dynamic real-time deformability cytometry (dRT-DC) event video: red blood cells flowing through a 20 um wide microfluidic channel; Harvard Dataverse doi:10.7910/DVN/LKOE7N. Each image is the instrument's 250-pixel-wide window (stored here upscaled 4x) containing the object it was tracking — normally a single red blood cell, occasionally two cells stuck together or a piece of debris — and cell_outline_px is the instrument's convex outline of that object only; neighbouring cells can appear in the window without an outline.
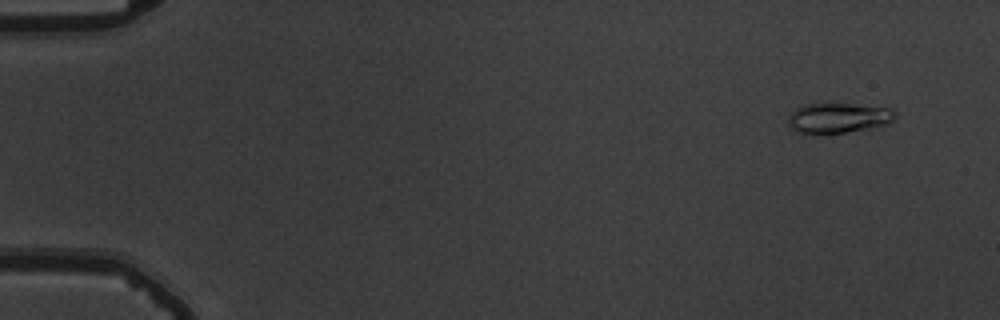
{"species": "common noctule bat (a hibernating species)", "species_latin": "Nyctalus noctula", "temperature_condition": "warm", "stored_images_in_passage": 55, "camera_frame_rate_fps": 3000, "um_per_image_px": 0.085, "animal": {"sex": "male", "body_mass_g": 19.5, "forearm_length_mm": 54.6}, "frame": {"image": 1, "passage_image": 4, "time_ms": 1.0, "image_size_px": [1000, 320], "cell_outline_px": [[896, 116], [892, 120], [884, 124], [872, 128], [844, 132], [796, 132], [788, 124], [788, 116], [796, 108], [804, 104], [824, 100], [888, 108], [896, 112]], "centroid_in_image_um": [71.22, 9.95], "position_along_channel_um": 13.8, "area_um2": 19.07}}
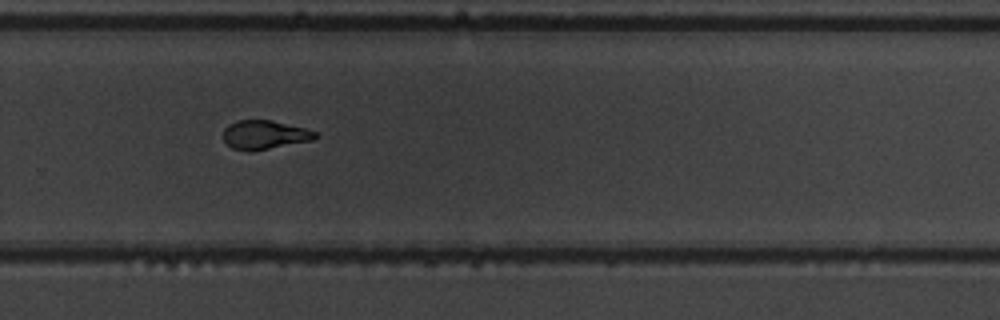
{"frame": {"image": 2, "passage_image": 38, "time_ms": 12.333, "image_size_px": [1000, 320], "cell_outline_px": [[320, 136], [312, 140], [252, 152], [232, 148], [224, 140], [224, 128], [228, 124], [236, 120], [272, 120], [304, 128], [316, 132]], "centroid_in_image_um": [22.48, 11.46], "position_along_channel_um": 307.3, "area_um2": 15.55}}
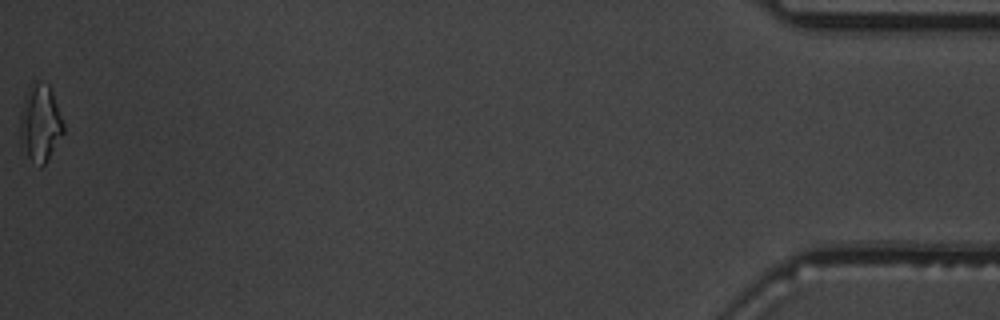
{"frame": {"image": 3, "passage_image": 55, "time_ms": 18.0, "image_size_px": [1000, 320], "cell_outline_px": [[64, 132], [44, 164], [40, 168], [28, 156], [20, 140], [20, 112], [28, 88], [32, 80], [36, 80], [48, 84], [52, 92], [64, 124]], "centroid_in_image_um": [3.41, 10.43], "position_along_channel_um": 431.8, "area_um2": 19.25}, "authors_computed_cell_mechanics": {"area_um2": 16.5886, "velocity_mm_per_s": 3.783, "shape_relaxation_time_tau1_ms": 4.3061, "shape_relaxation_time_tau2_ms": 2.0515, "deformation_change_tau1": 0.1719, "deformation_change_tau2": 0.0821}}